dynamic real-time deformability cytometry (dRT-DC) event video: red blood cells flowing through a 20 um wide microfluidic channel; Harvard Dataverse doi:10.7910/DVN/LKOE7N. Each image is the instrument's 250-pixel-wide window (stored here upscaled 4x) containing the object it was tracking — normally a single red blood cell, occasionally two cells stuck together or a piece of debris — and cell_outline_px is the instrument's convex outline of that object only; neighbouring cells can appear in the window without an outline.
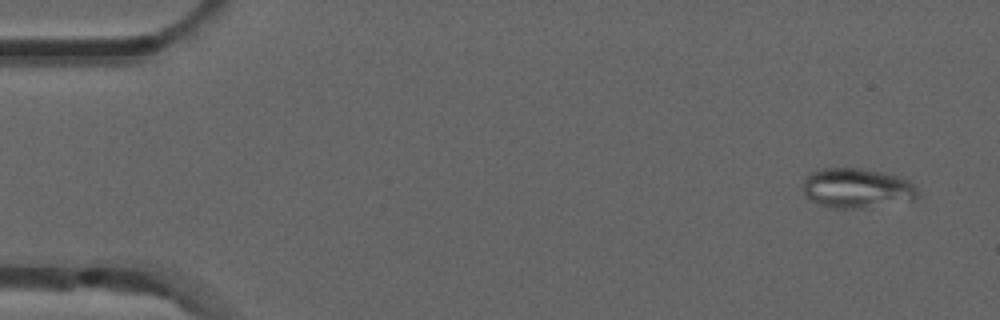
{"species": "common noctule bat (a hibernating species)", "species_latin": "Nyctalus noctula", "temperature_condition": "room temperature", "stored_images_in_passage": 3, "camera_frame_rate_fps": 3000, "um_per_image_px": 0.085, "animal": {"sex": "male", "forearm_length_mm": 52.5}, "frame": {"image": 1, "passage_image": 1, "time_ms": 0.0, "image_size_px": [1000, 320], "cell_outline_px": [[920, 196], [916, 200], [864, 208], [828, 208], [808, 200], [804, 196], [800, 184], [804, 176], [812, 172], [824, 168], [860, 168], [888, 172], [900, 176], [908, 180], [920, 192]], "centroid_in_image_um": [72.81, 16.0], "position_along_channel_um": 12.2, "area_um2": 27.57}}